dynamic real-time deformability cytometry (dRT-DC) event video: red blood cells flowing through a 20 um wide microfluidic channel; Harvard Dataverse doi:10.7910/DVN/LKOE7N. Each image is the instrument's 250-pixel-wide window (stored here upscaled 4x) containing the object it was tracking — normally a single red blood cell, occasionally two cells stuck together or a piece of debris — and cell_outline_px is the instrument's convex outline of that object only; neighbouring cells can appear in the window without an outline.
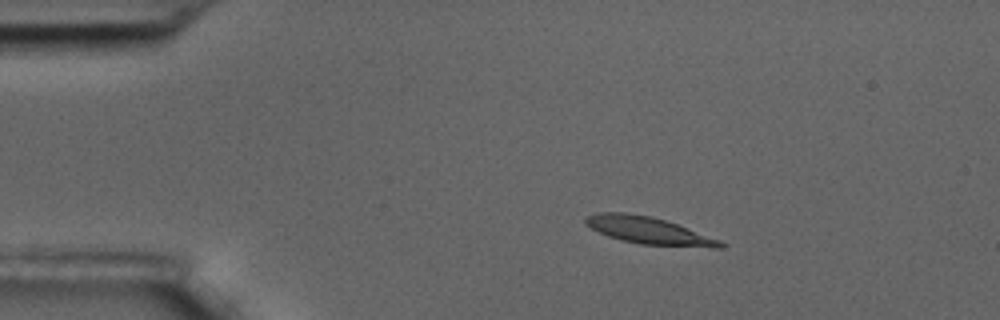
{"species": "common noctule bat (a hibernating species)", "species_latin": "Nyctalus noctula", "temperature_condition": "room temperature", "stored_images_in_passage": 2, "camera_frame_rate_fps": 3000, "um_per_image_px": 0.085, "animal": {"sex": "male", "body_mass_g": 17.5, "forearm_length_mm": 52.3}, "frame": {"image": 1, "passage_image": 1, "time_ms": 0.0, "image_size_px": [1000, 320], "cell_outline_px": [[728, 244], [724, 248], [712, 248], [640, 244], [620, 240], [608, 236], [584, 224], [584, 220], [588, 216], [600, 212], [624, 212], [652, 216], [676, 224], [720, 240]], "centroid_in_image_um": [55.16, 19.61], "position_along_channel_um": 29.8, "area_um2": 21.27}}